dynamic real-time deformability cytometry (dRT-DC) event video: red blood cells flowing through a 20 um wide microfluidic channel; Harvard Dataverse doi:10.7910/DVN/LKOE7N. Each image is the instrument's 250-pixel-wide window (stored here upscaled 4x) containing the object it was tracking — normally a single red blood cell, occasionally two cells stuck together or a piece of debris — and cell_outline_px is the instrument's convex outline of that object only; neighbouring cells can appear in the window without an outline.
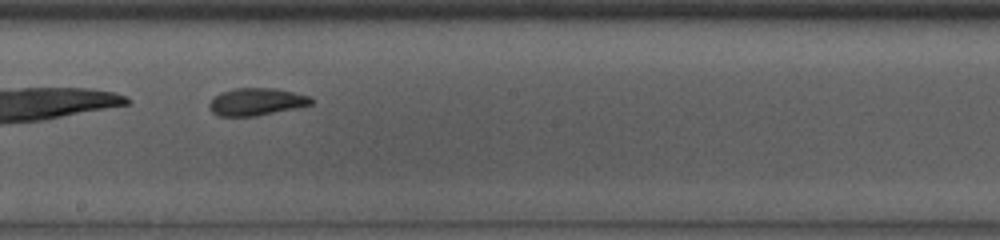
{"species": "common noctule bat (a hibernating species)", "species_latin": "Nyctalus noctula", "temperature_condition": "room temperature", "stored_images_in_passage": 34, "camera_frame_rate_fps": 3000, "um_per_image_px": 0.085, "animal": {"sex": "male", "body_mass_g": 13.0, "forearm_length_mm": 53.1}, "frame": {"image": 1, "passage_image": 15, "time_ms": 4.667, "image_size_px": [1000, 240], "cell_outline_px": [[316, 100], [312, 104], [256, 116], [220, 116], [212, 112], [208, 108], [208, 104], [216, 96], [224, 92], [236, 88], [276, 88], [312, 96]], "centroid_in_image_um": [21.84, 8.65], "position_along_channel_um": 226.4, "area_um2": 16.18}}
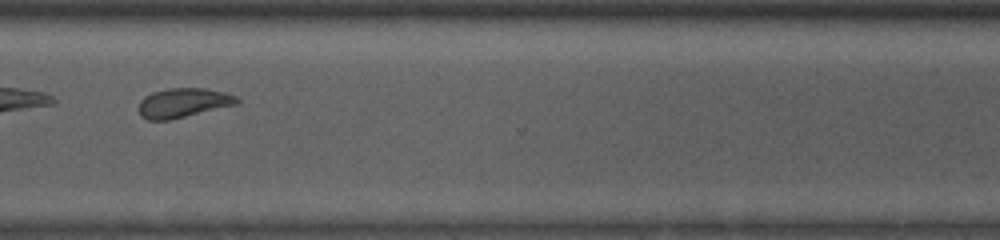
{"frame": {"image": 2, "passage_image": 25, "time_ms": 8.0, "image_size_px": [1000, 240], "cell_outline_px": [[240, 100], [236, 104], [168, 120], [148, 120], [140, 116], [136, 108], [140, 100], [144, 96], [152, 92], [168, 88], [204, 88], [224, 92], [236, 96]], "centroid_in_image_um": [15.49, 8.73], "position_along_channel_um": 355.1, "area_um2": 16.82}, "authors_computed_cell_mechanics": {"area_um2": 16.8487, "velocity_mm_per_s": 3.8775, "shape_relaxation_time_tau1_ms": 3.8209, "shape_relaxation_time_tau2_ms": 2.4182, "deformation_change_tau1": 0.1124, "deformation_change_tau2": 0.0724}}